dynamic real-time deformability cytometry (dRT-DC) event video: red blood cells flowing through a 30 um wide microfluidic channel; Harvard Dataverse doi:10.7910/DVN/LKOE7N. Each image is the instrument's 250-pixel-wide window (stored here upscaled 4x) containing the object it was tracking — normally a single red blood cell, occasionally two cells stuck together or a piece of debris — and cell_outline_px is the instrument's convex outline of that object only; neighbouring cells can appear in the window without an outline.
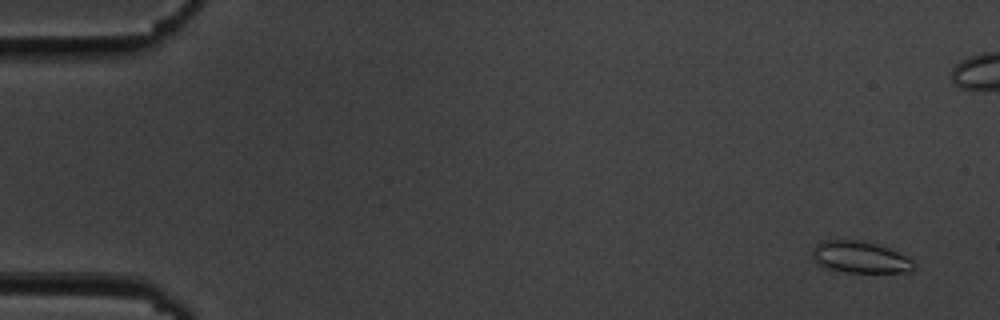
{"species": "common noctule bat (a hibernating species)", "species_latin": "Nyctalus noctula", "temperature_condition": "cold", "stored_images_in_passage": 58, "camera_frame_rate_fps": 3000, "um_per_image_px": 0.085, "animal": {"sex": "male", "body_mass_g": 19.5, "forearm_length_mm": 54.6}, "frame": {"image": 1, "passage_image": 4, "time_ms": 1.0, "image_size_px": [1000, 320], "cell_outline_px": [[916, 268], [908, 272], [848, 272], [828, 268], [816, 264], [812, 256], [812, 248], [816, 244], [824, 240], [860, 240], [876, 244], [888, 248], [908, 256], [916, 264]], "centroid_in_image_um": [73.12, 21.86], "position_along_channel_um": 11.9, "area_um2": 18.84}}
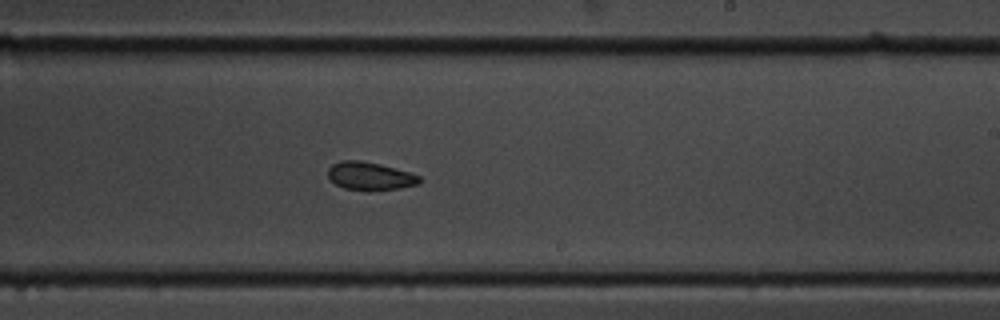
{"frame": {"image": 2, "passage_image": 35, "time_ms": 11.333, "image_size_px": [1000, 320], "cell_outline_px": [[420, 184], [400, 188], [368, 192], [344, 188], [336, 184], [328, 176], [328, 168], [332, 164], [340, 160], [360, 160], [380, 164], [408, 172], [420, 176]], "centroid_in_image_um": [31.44, 14.98], "position_along_channel_um": 257.6, "area_um2": 15.14}}
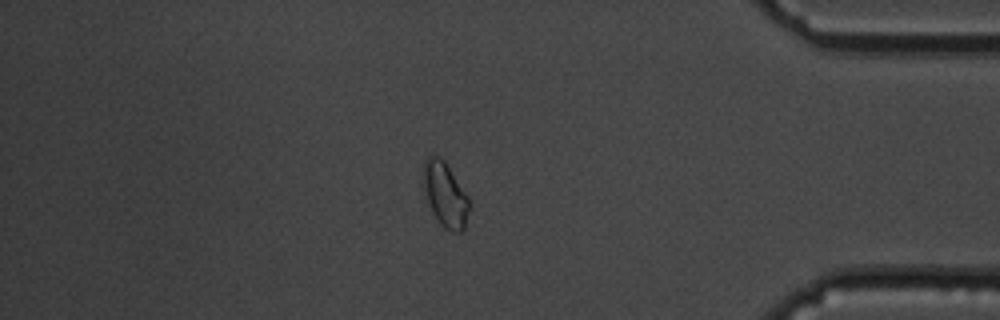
{"frame": {"image": 3, "passage_image": 49, "time_ms": 16.0, "image_size_px": [1000, 320], "cell_outline_px": [[468, 212], [464, 228], [460, 232], [452, 232], [444, 228], [440, 224], [432, 212], [424, 188], [424, 160], [432, 152], [444, 160], [468, 196]], "centroid_in_image_um": [37.83, 16.52], "position_along_channel_um": 397.4, "area_um2": 16.99}, "authors_computed_cell_mechanics": {"area_um2": 16.2707, "velocity_mm_per_s": 3.6153, "shape_relaxation_time_tau1_ms": 3.3161, "shape_relaxation_time_tau2_ms": 4.7938, "deformation_change_tau1": 0.0627, "deformation_change_tau2": 0.0852}}